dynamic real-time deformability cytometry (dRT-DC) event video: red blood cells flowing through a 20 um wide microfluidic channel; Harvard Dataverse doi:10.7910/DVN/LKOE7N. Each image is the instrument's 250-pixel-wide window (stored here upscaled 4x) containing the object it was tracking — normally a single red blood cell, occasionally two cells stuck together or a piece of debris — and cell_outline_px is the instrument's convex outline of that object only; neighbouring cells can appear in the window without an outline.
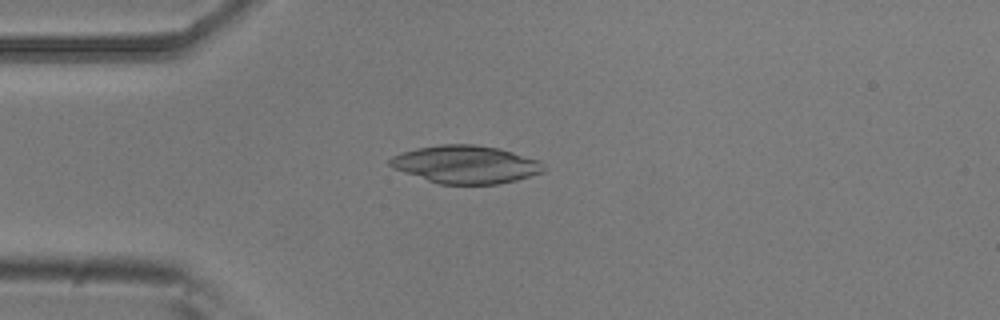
{"species": "common noctule bat (a hibernating species)", "species_latin": "Nyctalus noctula", "temperature_condition": "room temperature", "stored_images_in_passage": 4, "camera_frame_rate_fps": 3000, "um_per_image_px": 0.085, "animal": {"sex": "male", "body_mass_g": 20.5, "forearm_length_mm": 52.5}, "frame": {"image": 1, "passage_image": 3, "time_ms": 0.667, "image_size_px": [1000, 320], "cell_outline_px": [[544, 172], [516, 180], [496, 184], [440, 184], [392, 168], [388, 164], [388, 160], [392, 156], [416, 148], [440, 144], [472, 144], [500, 148], [540, 160], [544, 168]], "centroid_in_image_um": [39.59, 13.97], "position_along_channel_um": 45.4, "area_um2": 33.87}}